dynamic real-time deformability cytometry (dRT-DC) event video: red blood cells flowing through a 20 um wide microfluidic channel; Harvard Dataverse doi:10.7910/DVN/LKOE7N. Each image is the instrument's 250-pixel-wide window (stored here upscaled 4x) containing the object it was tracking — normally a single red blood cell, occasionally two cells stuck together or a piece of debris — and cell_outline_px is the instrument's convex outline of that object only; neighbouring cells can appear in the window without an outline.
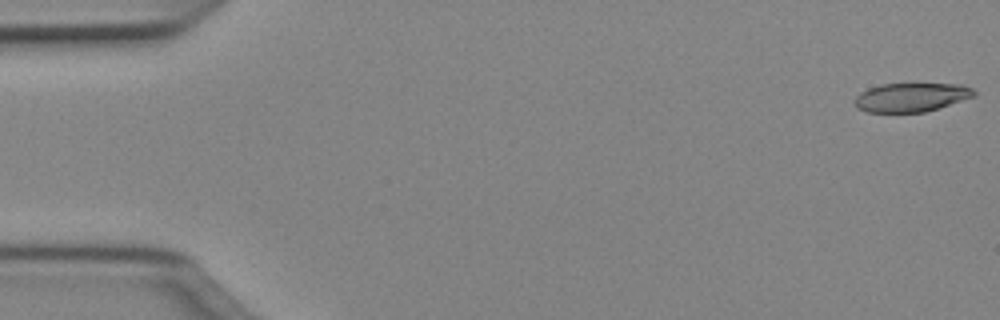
{"species": "Egyptian fruit bat (a non-hibernating species)", "species_latin": "Rousettus aegyptiacus", "temperature_condition": "cold", "stored_images_in_passage": 50, "camera_frame_rate_fps": 3000, "um_per_image_px": 0.085, "animal": {"sex": "female"}, "frame": {"image": 1, "passage_image": 1, "time_ms": 0.0, "image_size_px": [1000, 320], "cell_outline_px": [[976, 96], [924, 112], [868, 112], [856, 108], [852, 100], [860, 92], [868, 88], [880, 84], [964, 84], [972, 88], [976, 92]], "centroid_in_image_um": [77.43, 8.26], "position_along_channel_um": 7.6, "area_um2": 20.17}}
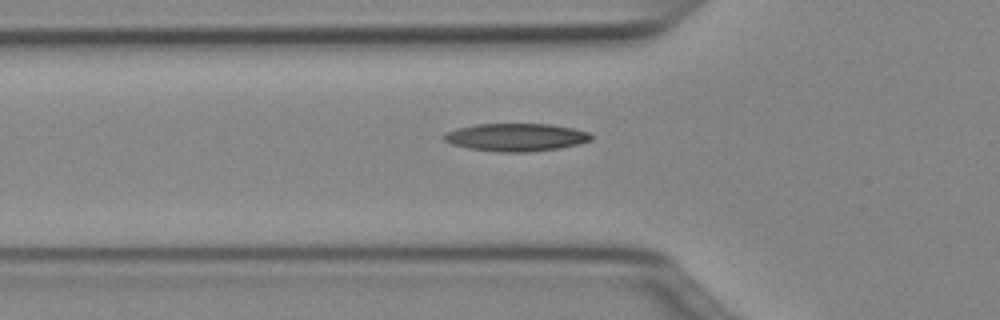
{"frame": {"image": 2, "passage_image": 17, "time_ms": 5.333, "image_size_px": [1000, 320], "cell_outline_px": [[592, 140], [580, 144], [560, 148], [528, 152], [496, 152], [468, 148], [452, 144], [444, 140], [444, 136], [448, 132], [456, 128], [476, 124], [548, 124], [572, 128], [588, 132], [592, 136]], "centroid_in_image_um": [43.88, 11.67], "position_along_channel_um": 81.9, "area_um2": 23.81}}
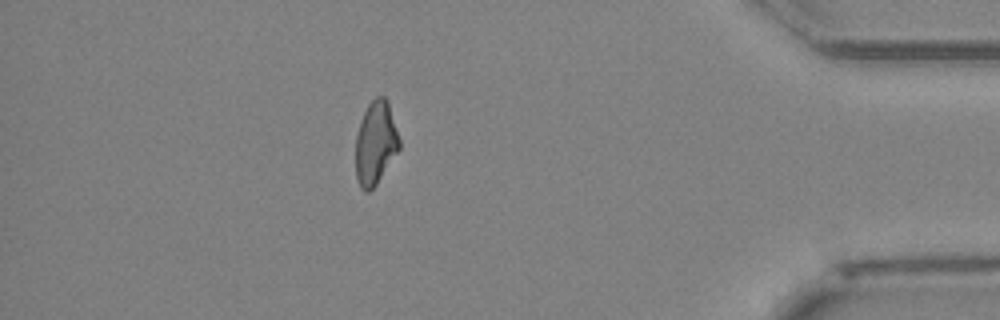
{"frame": {"image": 3, "passage_image": 44, "time_ms": 14.333, "image_size_px": [1000, 320], "cell_outline_px": [[400, 148], [376, 184], [368, 192], [364, 192], [360, 188], [356, 180], [356, 136], [360, 120], [368, 104], [376, 96], [384, 96], [388, 100], [400, 140]], "centroid_in_image_um": [31.91, 12.15], "position_along_channel_um": 403.3, "area_um2": 21.27}, "authors_computed_cell_mechanics": {"area_um2": 21.9929, "velocity_mm_per_s": 4.0518, "shape_relaxation_time_tau1_ms": 9.3303, "shape_relaxation_time_tau2_ms": 5.895, "deformation_change_tau1": 0.206, "deformation_change_tau2": 0.1491}}